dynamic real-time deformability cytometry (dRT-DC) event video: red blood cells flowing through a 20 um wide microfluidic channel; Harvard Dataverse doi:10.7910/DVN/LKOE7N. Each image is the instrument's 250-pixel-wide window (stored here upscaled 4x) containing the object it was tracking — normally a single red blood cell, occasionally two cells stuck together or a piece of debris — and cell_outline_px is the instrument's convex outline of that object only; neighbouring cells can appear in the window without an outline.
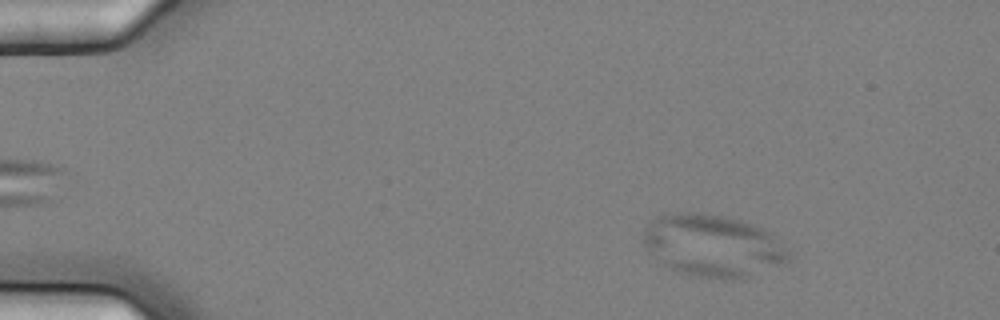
{"species": "common noctule bat (a hibernating species)", "species_latin": "Nyctalus noctula", "temperature_condition": "cold", "stored_images_in_passage": 6, "camera_frame_rate_fps": 3000, "um_per_image_px": 0.085, "animal": {"sex": "female", "body_mass_g": 25.1}, "frame": {"image": 1, "passage_image": 1, "time_ms": 0.0, "image_size_px": [1000, 320], "cell_outline_px": [[792, 260], [784, 264], [748, 276], [732, 280], [692, 276], [676, 272], [668, 268], [648, 252], [644, 248], [640, 232], [652, 220], [660, 216], [680, 212], [700, 212], [740, 220], [752, 224], [768, 232], [792, 256]], "centroid_in_image_um": [60.52, 20.9], "position_along_channel_um": 24.5, "area_um2": 52.77}}
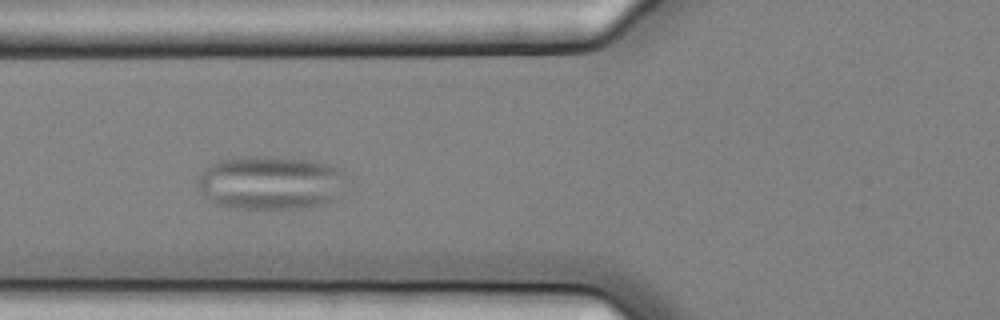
{"frame": {"image": 2, "passage_image": 5, "time_ms": 1.333, "image_size_px": [1000, 320], "cell_outline_px": [[344, 176], [332, 196], [328, 200], [320, 204], [292, 208], [240, 208], [216, 204], [208, 200], [200, 188], [200, 176], [204, 168], [208, 164], [220, 160], [244, 156], [268, 156], [308, 160], [328, 164], [340, 168], [344, 172]], "centroid_in_image_um": [22.89, 15.49], "position_along_channel_um": 102.9, "area_um2": 45.32}}